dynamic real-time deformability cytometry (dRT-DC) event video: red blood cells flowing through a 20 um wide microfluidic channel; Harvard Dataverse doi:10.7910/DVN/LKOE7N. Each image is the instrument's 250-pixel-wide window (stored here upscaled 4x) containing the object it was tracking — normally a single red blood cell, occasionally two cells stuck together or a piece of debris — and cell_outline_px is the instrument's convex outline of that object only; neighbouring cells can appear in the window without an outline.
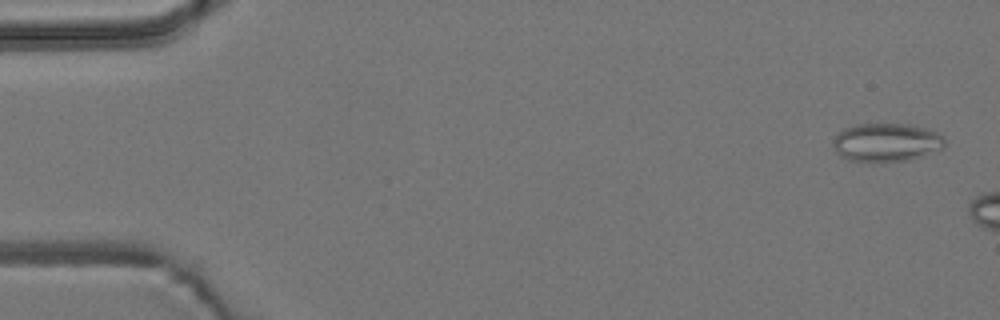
{"species": "common noctule bat (a hibernating species)", "species_latin": "Nyctalus noctula", "temperature_condition": "room temperature", "stored_images_in_passage": 6, "camera_frame_rate_fps": 3000, "um_per_image_px": 0.085, "animal": {"sex": "male", "body_mass_g": 19.2, "forearm_length_mm": 51.8}, "frame": {"image": 1, "passage_image": 6, "time_ms": 6.0, "image_size_px": [1000, 320], "cell_outline_px": [[944, 148], [908, 160], [872, 164], [848, 160], [840, 156], [836, 152], [832, 144], [832, 140], [836, 132], [844, 128], [856, 124], [912, 124], [928, 128], [936, 132], [944, 140]], "centroid_in_image_um": [75.27, 12.12], "position_along_channel_um": 9.7, "area_um2": 25.66}}